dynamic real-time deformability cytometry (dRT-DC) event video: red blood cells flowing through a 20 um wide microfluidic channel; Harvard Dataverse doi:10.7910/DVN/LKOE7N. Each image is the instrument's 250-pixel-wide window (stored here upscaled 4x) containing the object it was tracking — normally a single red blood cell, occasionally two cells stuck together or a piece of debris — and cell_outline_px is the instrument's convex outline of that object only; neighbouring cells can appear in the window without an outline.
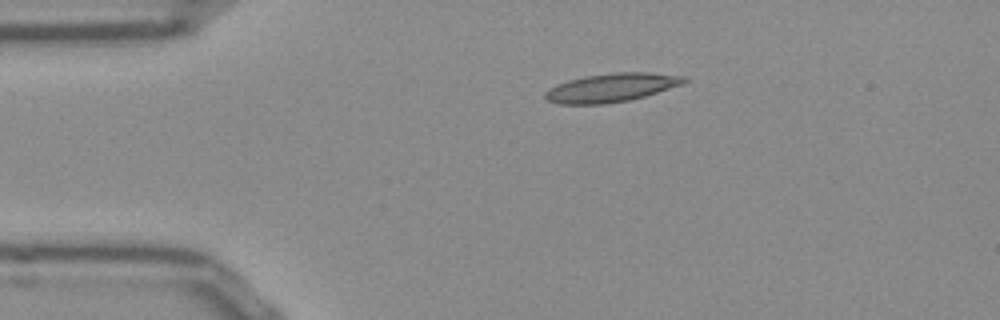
{"species": "Egyptian fruit bat (a non-hibernating species)", "species_latin": "Rousettus aegyptiacus", "temperature_condition": "room temperature", "stored_images_in_passage": 43, "camera_frame_rate_fps": 3000, "um_per_image_px": 0.085, "frame": {"image": 1, "passage_image": 1, "time_ms": 0.0, "image_size_px": [1000, 320], "cell_outline_px": [[688, 80], [684, 84], [644, 96], [628, 100], [600, 104], [560, 104], [548, 100], [544, 96], [544, 92], [548, 88], [556, 84], [568, 80], [584, 76], [616, 72], [648, 72], [688, 76]], "centroid_in_image_um": [51.98, 7.43], "position_along_channel_um": 33.0, "area_um2": 23.24}}
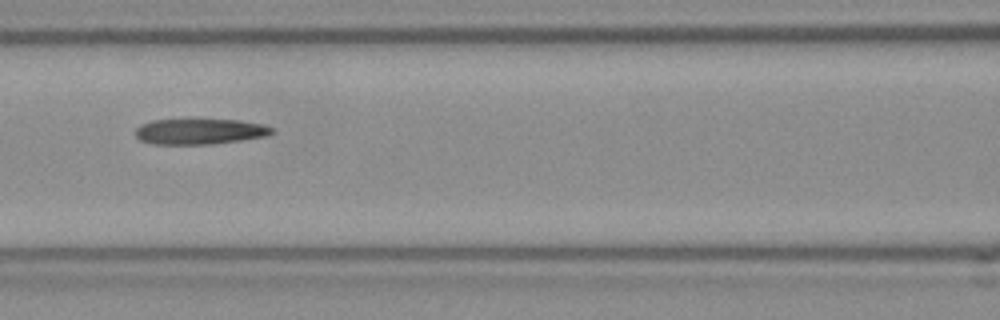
{"frame": {"image": 2, "passage_image": 13, "time_ms": 4.0, "image_size_px": [1000, 320], "cell_outline_px": [[276, 132], [268, 136], [212, 144], [152, 144], [140, 140], [136, 136], [136, 128], [140, 124], [152, 120], [188, 116], [240, 120], [264, 124], [276, 128]], "centroid_in_image_um": [17.0, 11.11], "position_along_channel_um": 149.6, "area_um2": 21.79}}
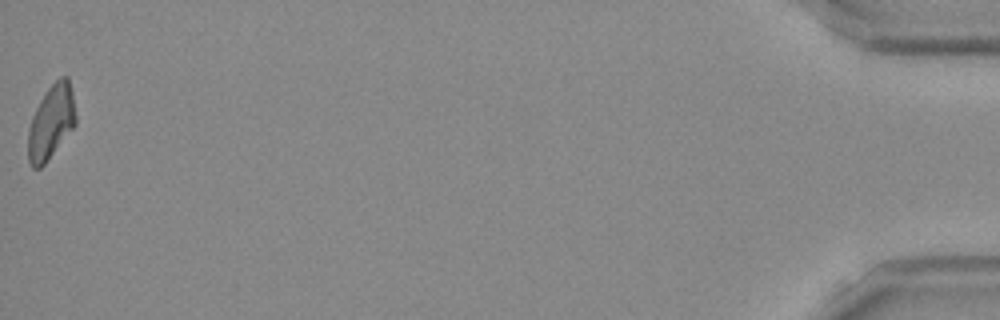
{"frame": {"image": 3, "passage_image": 43, "time_ms": 14.0, "image_size_px": [1000, 320], "cell_outline_px": [[76, 124], [44, 164], [40, 168], [32, 168], [28, 160], [28, 128], [32, 116], [40, 100], [48, 88], [60, 76], [68, 76], [72, 92], [76, 116]], "centroid_in_image_um": [4.34, 10.37], "position_along_channel_um": 430.9, "area_um2": 20.4}, "authors_computed_cell_mechanics": {"area_um2": 21.2704, "velocity_mm_per_s": 3.8557, "shape_relaxation_time_tau1_ms": null, "shape_relaxation_time_tau2_ms": 5.0875, "deformation_change_tau1": null, "deformation_change_tau2": 0.1472}}